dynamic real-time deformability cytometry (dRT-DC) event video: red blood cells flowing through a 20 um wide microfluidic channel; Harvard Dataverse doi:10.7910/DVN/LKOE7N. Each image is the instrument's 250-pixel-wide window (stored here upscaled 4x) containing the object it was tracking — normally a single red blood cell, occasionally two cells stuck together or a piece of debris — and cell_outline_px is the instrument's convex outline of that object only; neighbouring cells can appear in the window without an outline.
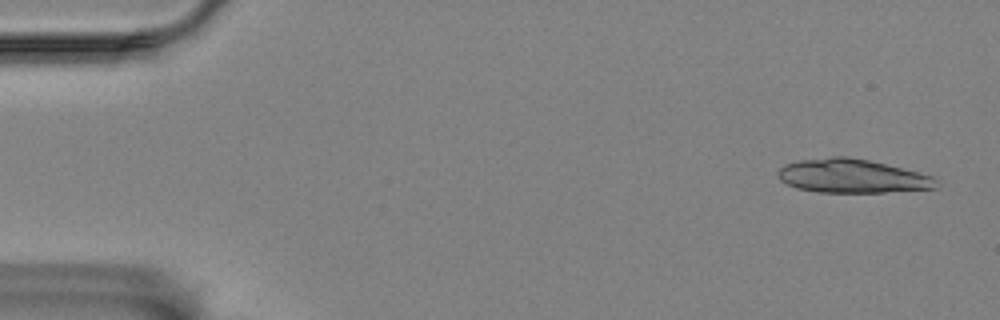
{"species": "Egyptian fruit bat (a non-hibernating species)", "species_latin": "Rousettus aegyptiacus", "temperature_condition": "room temperature", "stored_images_in_passage": 36, "segment_of_instrument_passage": [1, 2], "camera_frame_rate_fps": 3000, "um_per_image_px": 0.085, "animal": {"sex": "female"}, "frame": {"image": 1, "passage_image": 2, "time_ms": 0.333, "image_size_px": [1000, 320], "cell_outline_px": [[940, 180], [936, 188], [884, 192], [816, 192], [796, 188], [780, 180], [776, 172], [784, 164], [800, 160], [832, 156], [848, 156], [868, 160], [932, 176]], "centroid_in_image_um": [72.4, 14.96], "position_along_channel_um": 12.6, "area_um2": 31.04}}
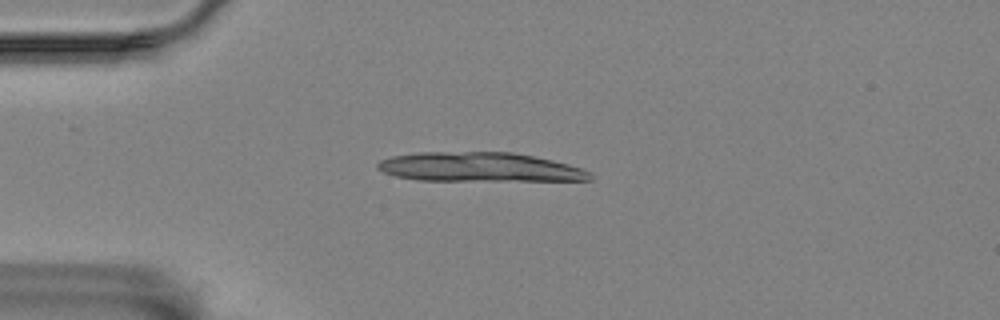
{"frame": {"image": 2, "passage_image": 13, "time_ms": 4.0, "image_size_px": [1000, 320], "cell_outline_px": [[592, 180], [416, 180], [396, 176], [384, 172], [376, 168], [376, 164], [380, 160], [392, 156], [416, 152], [512, 152], [552, 160], [568, 164], [580, 168], [588, 172], [592, 176]], "centroid_in_image_um": [40.69, 14.2], "position_along_channel_um": 44.3, "area_um2": 35.95}}